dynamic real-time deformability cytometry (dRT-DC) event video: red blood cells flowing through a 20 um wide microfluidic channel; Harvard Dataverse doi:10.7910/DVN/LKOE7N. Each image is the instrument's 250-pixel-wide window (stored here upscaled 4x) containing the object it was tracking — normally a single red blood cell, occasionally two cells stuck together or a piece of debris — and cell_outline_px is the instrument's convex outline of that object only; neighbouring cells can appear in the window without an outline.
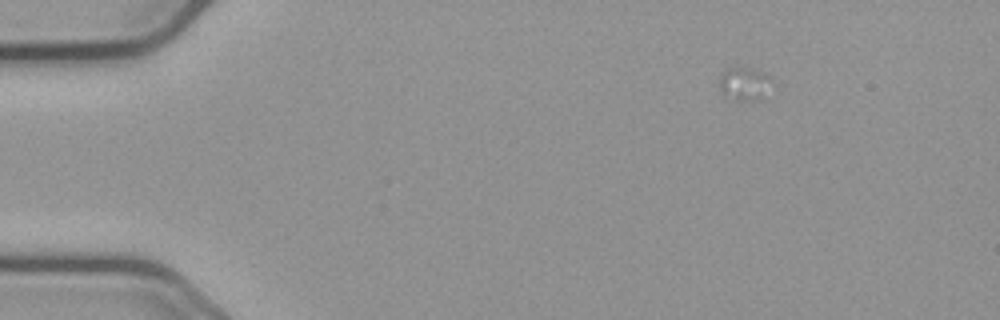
{"species": "common noctule bat (a hibernating species)", "species_latin": "Nyctalus noctula", "temperature_condition": "cold", "stored_images_in_passage": 3, "camera_frame_rate_fps": 3000, "um_per_image_px": 0.085, "animal": {"sex": "male", "body_mass_g": 23.1, "forearm_length_mm": 52.7}, "frame": {"image": 1, "passage_image": 1, "time_ms": 0.0, "image_size_px": [1000, 320], "cell_outline_px": [[768, 76], [760, 100], [724, 100], [720, 88], [720, 72], [732, 64], [764, 72]], "centroid_in_image_um": [63.08, 7.09], "position_along_channel_um": 21.9, "area_um2": 10.06}}